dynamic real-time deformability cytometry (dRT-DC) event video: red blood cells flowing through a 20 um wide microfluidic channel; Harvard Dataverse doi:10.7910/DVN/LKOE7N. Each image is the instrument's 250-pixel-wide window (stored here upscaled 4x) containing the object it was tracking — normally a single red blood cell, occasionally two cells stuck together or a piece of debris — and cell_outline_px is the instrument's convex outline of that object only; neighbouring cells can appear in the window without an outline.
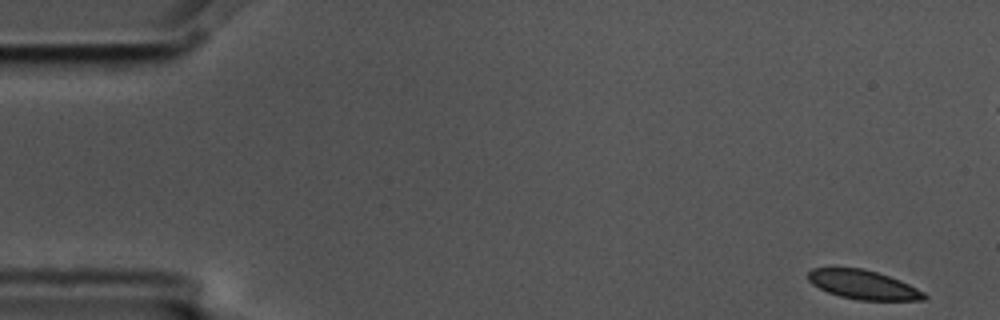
{"species": "common noctule bat (a hibernating species)", "species_latin": "Nyctalus noctula", "temperature_condition": "cold", "stored_images_in_passage": 5, "camera_frame_rate_fps": 3000, "um_per_image_px": 0.085, "animal": {"sex": "male", "body_mass_g": 17.5, "forearm_length_mm": 52.3}, "frame": {"image": 1, "passage_image": 1, "time_ms": 0.0, "image_size_px": [1000, 320], "cell_outline_px": [[928, 296], [924, 300], [860, 300], [840, 296], [828, 292], [812, 284], [808, 280], [808, 272], [812, 268], [864, 268], [900, 280], [924, 292]], "centroid_in_image_um": [73.37, 24.2], "position_along_channel_um": 11.6, "area_um2": 19.48}}